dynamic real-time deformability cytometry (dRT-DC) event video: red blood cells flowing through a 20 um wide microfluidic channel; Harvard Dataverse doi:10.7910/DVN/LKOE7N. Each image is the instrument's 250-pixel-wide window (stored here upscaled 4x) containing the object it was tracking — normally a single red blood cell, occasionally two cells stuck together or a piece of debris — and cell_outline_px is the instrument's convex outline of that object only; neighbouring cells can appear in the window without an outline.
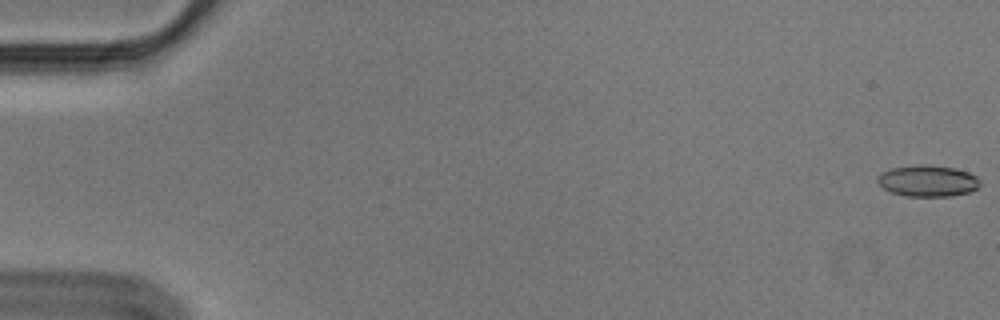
{"species": "Egyptian fruit bat (a non-hibernating species)", "species_latin": "Rousettus aegyptiacus", "temperature_condition": "cold", "stored_images_in_passage": 57, "camera_frame_rate_fps": 3000, "um_per_image_px": 0.085, "animal": {"sex": "male"}, "frame": {"image": 1, "passage_image": 1, "time_ms": 0.0, "image_size_px": [1000, 320], "cell_outline_px": [[980, 184], [976, 188], [968, 192], [948, 196], [908, 196], [892, 192], [884, 188], [876, 180], [884, 172], [892, 168], [920, 164], [928, 164], [952, 168], [968, 172], [976, 176], [980, 180]], "centroid_in_image_um": [78.88, 15.37], "position_along_channel_um": 6.1, "area_um2": 18.38}}
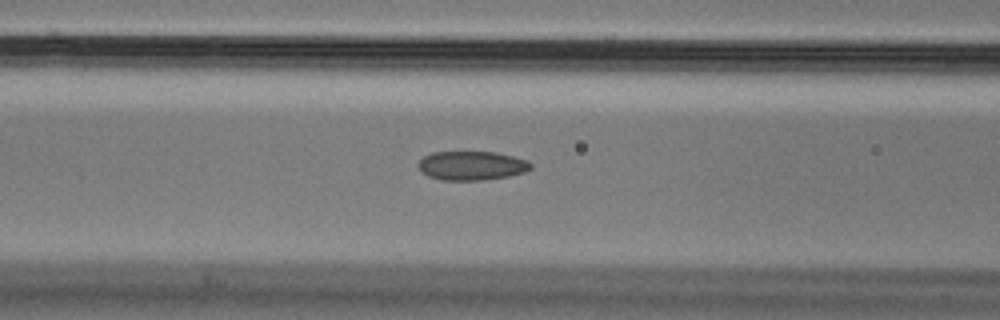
{"frame": {"image": 2, "passage_image": 24, "time_ms": 7.667, "image_size_px": [1000, 320], "cell_outline_px": [[532, 168], [524, 172], [508, 176], [484, 180], [440, 180], [428, 176], [420, 172], [416, 164], [424, 156], [432, 152], [496, 152], [528, 160], [532, 164]], "centroid_in_image_um": [40.06, 14.08], "position_along_channel_um": 126.5, "area_um2": 19.19}}
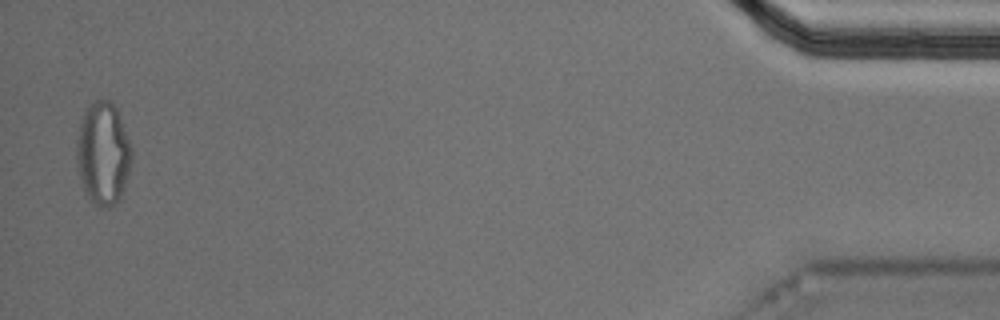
{"frame": {"image": 3, "passage_image": 56, "time_ms": 18.333, "image_size_px": [1000, 320], "cell_outline_px": [[132, 160], [124, 188], [120, 196], [108, 208], [100, 208], [88, 196], [84, 188], [80, 176], [76, 160], [76, 144], [80, 124], [84, 112], [88, 104], [92, 100], [112, 100], [116, 108], [132, 148]], "centroid_in_image_um": [8.76, 13.0], "position_along_channel_um": 426.4, "area_um2": 32.71}, "authors_computed_cell_mechanics": {"area_um2": 19.363, "velocity_mm_per_s": 3.5852, "shape_relaxation_time_tau1_ms": null, "shape_relaxation_time_tau2_ms": 3.287, "deformation_change_tau1": null, "deformation_change_tau2": 0.0973}}